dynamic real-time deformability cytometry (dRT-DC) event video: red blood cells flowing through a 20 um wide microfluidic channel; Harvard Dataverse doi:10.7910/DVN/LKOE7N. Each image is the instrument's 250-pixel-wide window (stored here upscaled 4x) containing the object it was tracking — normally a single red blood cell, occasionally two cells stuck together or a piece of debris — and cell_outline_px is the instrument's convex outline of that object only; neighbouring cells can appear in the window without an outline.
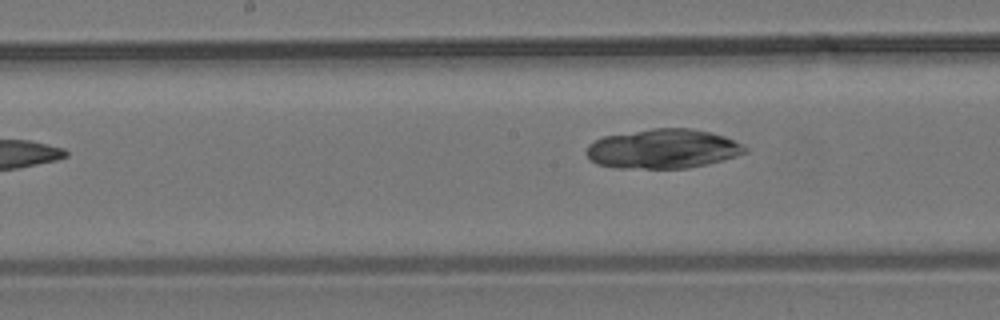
{"species": "common noctule bat (a hibernating species)", "species_latin": "Nyctalus noctula", "temperature_condition": "room temperature", "stored_images_in_passage": 7, "camera_frame_rate_fps": 3000, "um_per_image_px": 0.085, "animal": {"sex": "male", "body_mass_g": 19.2, "forearm_length_mm": 51.8}, "frame": {"image": 1, "passage_image": 7, "time_ms": 7.0, "image_size_px": [1000, 320], "cell_outline_px": [[748, 152], [736, 156], [688, 168], [612, 168], [596, 164], [588, 156], [588, 144], [604, 136], [652, 128], [692, 128], [712, 132], [724, 136], [748, 148]], "centroid_in_image_um": [56.34, 12.64], "position_along_channel_um": 191.9, "area_um2": 36.24}}